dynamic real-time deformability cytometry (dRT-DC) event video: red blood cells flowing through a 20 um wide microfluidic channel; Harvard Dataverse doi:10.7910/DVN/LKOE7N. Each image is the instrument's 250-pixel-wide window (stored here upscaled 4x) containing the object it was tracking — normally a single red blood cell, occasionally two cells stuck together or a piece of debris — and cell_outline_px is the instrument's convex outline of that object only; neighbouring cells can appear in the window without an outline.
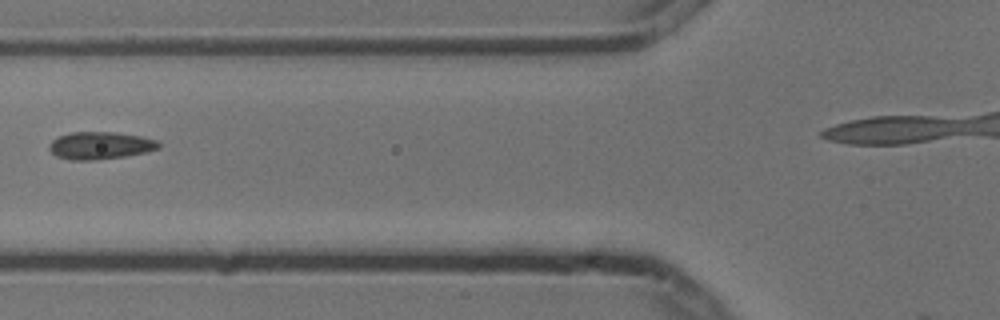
{"species": "common noctule bat (a hibernating species)", "species_latin": "Nyctalus noctula", "temperature_condition": "cold", "stored_images_in_passage": 3, "camera_frame_rate_fps": 3000, "um_per_image_px": 0.085, "animal": {"sex": "male", "body_mass_g": 13.3}, "frame": {"image": 1, "passage_image": 2, "time_ms": 0.333, "image_size_px": [1000, 320], "cell_outline_px": [[160, 148], [148, 152], [124, 156], [96, 160], [72, 160], [56, 156], [48, 148], [48, 144], [52, 140], [60, 136], [72, 132], [116, 132], [140, 136], [160, 140]], "centroid_in_image_um": [8.55, 12.37], "position_along_channel_um": 117.2, "area_um2": 17.63}}
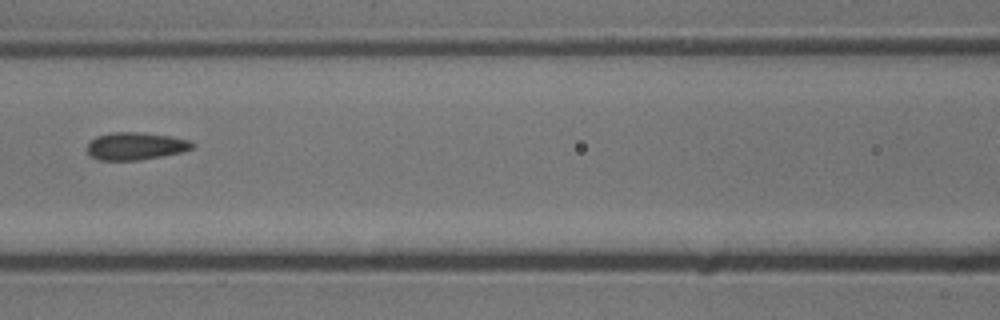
{"frame": {"image": 2, "passage_image": 3, "time_ms": 0.667, "image_size_px": [1000, 320], "cell_outline_px": [[196, 144], [192, 148], [180, 152], [140, 160], [100, 160], [88, 156], [88, 144], [96, 136], [112, 132], [136, 132], [172, 136], [192, 140]], "centroid_in_image_um": [11.53, 12.41], "position_along_channel_um": 155.1, "area_um2": 16.88}}